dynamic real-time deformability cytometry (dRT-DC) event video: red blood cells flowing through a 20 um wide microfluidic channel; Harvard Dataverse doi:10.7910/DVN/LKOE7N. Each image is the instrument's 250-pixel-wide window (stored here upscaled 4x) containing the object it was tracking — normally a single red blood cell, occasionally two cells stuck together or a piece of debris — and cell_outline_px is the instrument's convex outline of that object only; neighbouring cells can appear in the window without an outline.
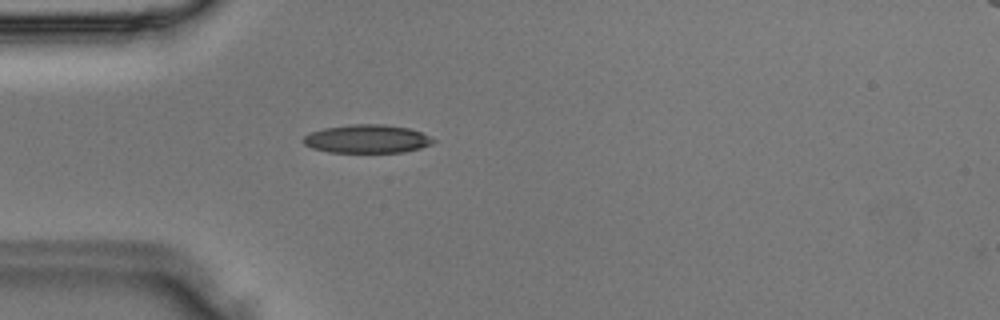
{"species": "Egyptian fruit bat (a non-hibernating species)", "species_latin": "Rousettus aegyptiacus", "temperature_condition": "room temperature", "stored_images_in_passage": 3, "camera_frame_rate_fps": 3000, "um_per_image_px": 0.085, "animal": {"sex": "male"}, "frame": {"image": 1, "passage_image": 3, "time_ms": 0.667, "image_size_px": [1000, 320], "cell_outline_px": [[436, 140], [432, 144], [420, 148], [404, 152], [328, 152], [312, 148], [304, 144], [300, 140], [308, 132], [324, 128], [348, 124], [384, 124], [408, 128], [420, 132]], "centroid_in_image_um": [31.14, 11.8], "position_along_channel_um": 53.9, "area_um2": 21.62}}